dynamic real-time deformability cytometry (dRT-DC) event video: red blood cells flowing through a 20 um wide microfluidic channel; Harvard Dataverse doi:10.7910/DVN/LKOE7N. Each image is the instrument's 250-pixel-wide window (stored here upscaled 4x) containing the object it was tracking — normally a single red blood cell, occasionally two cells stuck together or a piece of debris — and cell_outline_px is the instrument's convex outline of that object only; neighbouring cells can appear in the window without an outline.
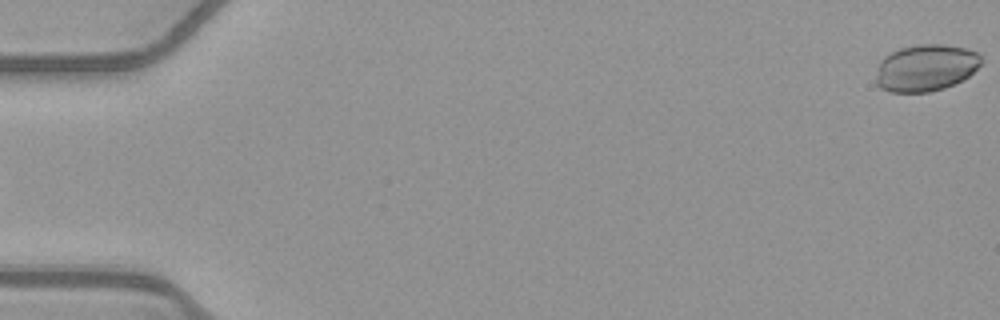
{"species": "common noctule bat (a hibernating species)", "species_latin": "Nyctalus noctula", "temperature_condition": "warm", "stored_images_in_passage": 54, "camera_frame_rate_fps": 3000, "um_per_image_px": 0.085, "animal": {"sex": "female", "body_mass_g": 21.9}, "frame": {"image": 1, "passage_image": 1, "time_ms": 0.0, "image_size_px": [1000, 320], "cell_outline_px": [[984, 60], [968, 76], [944, 88], [928, 92], [888, 92], [880, 88], [876, 84], [876, 76], [880, 60], [884, 56], [900, 48], [920, 44], [944, 44], [964, 48], [976, 52]], "centroid_in_image_um": [78.66, 5.76], "position_along_channel_um": 6.3, "area_um2": 28.61}}
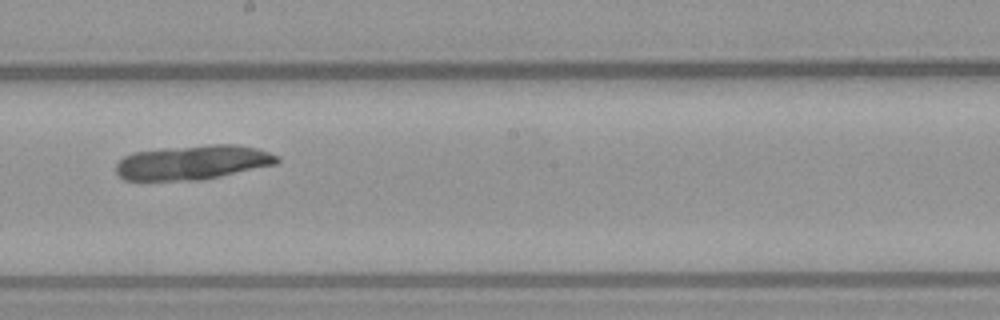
{"frame": {"image": 2, "passage_image": 31, "time_ms": 10.0, "image_size_px": [1000, 320], "cell_outline_px": [[280, 160], [276, 164], [220, 176], [200, 180], [124, 180], [116, 172], [116, 164], [124, 156], [132, 152], [164, 148], [212, 144], [236, 144], [256, 148], [280, 156]], "centroid_in_image_um": [16.38, 13.79], "position_along_channel_um": 231.8, "area_um2": 32.31}}
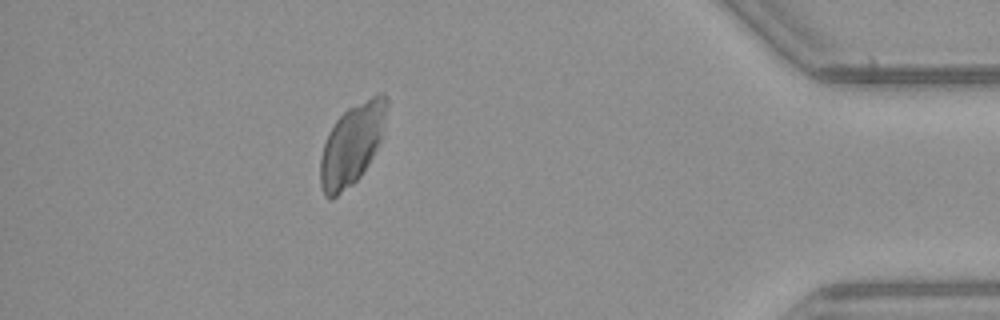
{"frame": {"image": 3, "passage_image": 48, "time_ms": 15.667, "image_size_px": [1000, 320], "cell_outline_px": [[388, 104], [380, 140], [368, 164], [360, 176], [352, 184], [332, 200], [328, 200], [324, 196], [320, 184], [320, 156], [328, 132], [336, 120], [348, 108], [380, 92], [384, 92], [388, 100]], "centroid_in_image_um": [29.89, 12.28], "position_along_channel_um": 405.3, "area_um2": 31.15}}